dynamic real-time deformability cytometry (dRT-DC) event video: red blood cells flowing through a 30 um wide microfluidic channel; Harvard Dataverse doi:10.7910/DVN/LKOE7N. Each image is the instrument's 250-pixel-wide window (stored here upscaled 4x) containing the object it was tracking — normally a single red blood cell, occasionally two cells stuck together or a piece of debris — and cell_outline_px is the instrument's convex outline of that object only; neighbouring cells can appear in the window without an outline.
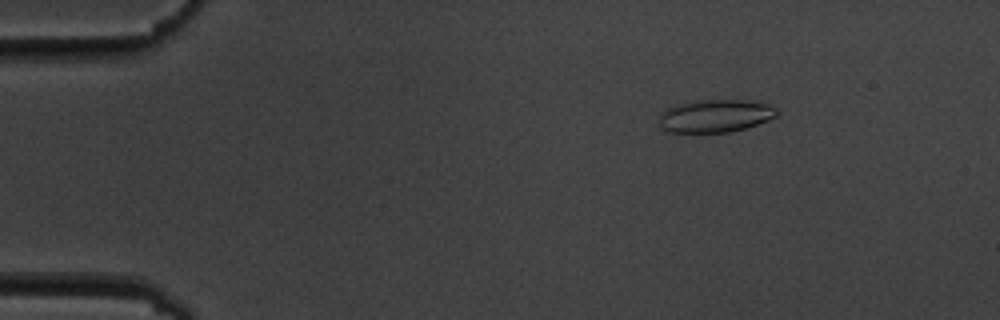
{"species": "common noctule bat (a hibernating species)", "species_latin": "Nyctalus noctula", "temperature_condition": "cold", "stored_images_in_passage": 11, "camera_frame_rate_fps": 3000, "um_per_image_px": 0.085, "animal": {"sex": "male", "body_mass_g": 19.5, "forearm_length_mm": 54.6}, "frame": {"image": 1, "passage_image": 2, "time_ms": 2.0, "image_size_px": [1000, 320], "cell_outline_px": [[780, 112], [776, 116], [768, 120], [744, 128], [728, 132], [668, 132], [660, 128], [660, 116], [668, 108], [680, 104], [696, 100], [744, 100], [768, 104], [776, 108]], "centroid_in_image_um": [60.82, 9.85], "position_along_channel_um": 24.2, "area_um2": 22.25}}
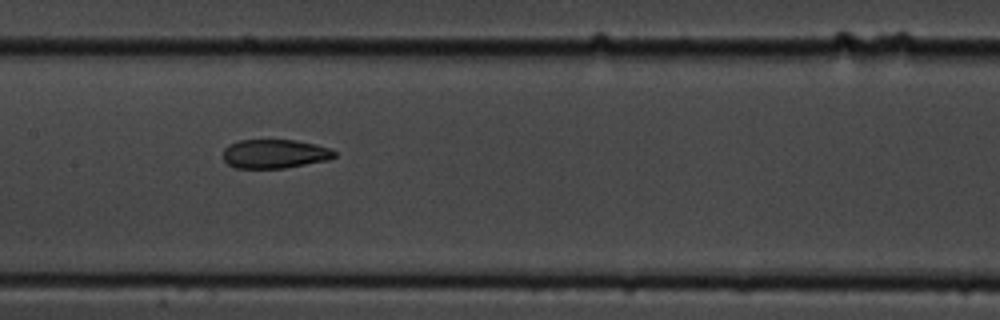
{"frame": {"image": 2, "passage_image": 8, "time_ms": 8.667, "image_size_px": [1000, 320], "cell_outline_px": [[336, 156], [328, 160], [284, 168], [236, 168], [228, 164], [224, 160], [224, 148], [228, 144], [236, 140], [296, 140], [316, 144], [332, 148], [336, 152]], "centroid_in_image_um": [23.36, 13.06], "position_along_channel_um": 184.0, "area_um2": 18.96}}
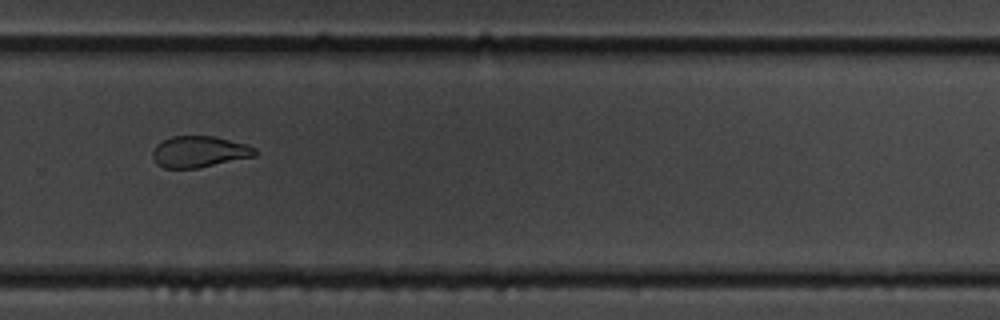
{"frame": {"image": 3, "passage_image": 11, "time_ms": 12.333, "image_size_px": [1000, 320], "cell_outline_px": [[256, 156], [196, 168], [164, 168], [156, 164], [152, 156], [152, 152], [156, 144], [172, 136], [212, 136], [244, 144], [256, 148]], "centroid_in_image_um": [16.9, 12.9], "position_along_channel_um": 312.9, "area_um2": 18.5}}